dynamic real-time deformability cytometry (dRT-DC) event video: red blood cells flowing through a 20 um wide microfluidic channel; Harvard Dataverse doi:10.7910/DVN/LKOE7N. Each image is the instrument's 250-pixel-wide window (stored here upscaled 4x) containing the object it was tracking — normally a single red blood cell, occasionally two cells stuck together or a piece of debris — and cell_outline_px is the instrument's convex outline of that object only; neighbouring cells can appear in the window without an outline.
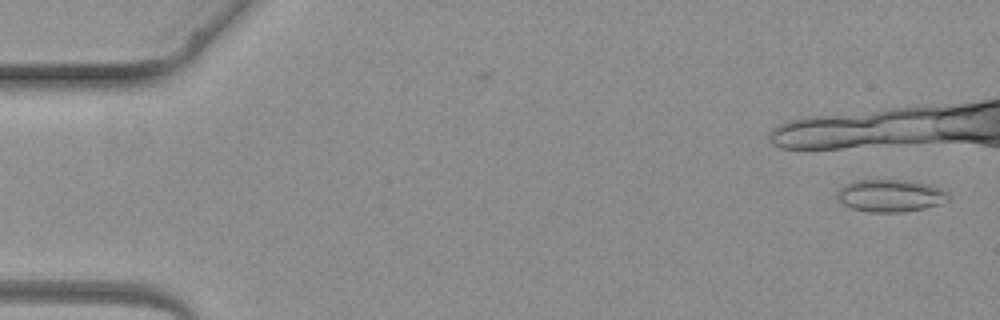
{"species": "common noctule bat (a hibernating species)", "species_latin": "Nyctalus noctula", "temperature_condition": "warm", "stored_images_in_passage": 7, "camera_frame_rate_fps": 3000, "um_per_image_px": 0.085, "animal": {"sex": "female", "body_mass_g": 19.3, "forearm_length_mm": 54.1}, "frame": {"image": 1, "passage_image": 1, "time_ms": 0.0, "image_size_px": [1000, 320], "cell_outline_px": [[948, 200], [940, 204], [924, 208], [904, 212], [868, 212], [852, 208], [844, 204], [836, 196], [840, 188], [844, 184], [856, 180], [908, 180], [928, 184], [940, 188], [948, 192]], "centroid_in_image_um": [75.69, 16.62], "position_along_channel_um": 9.3, "area_um2": 20.98}}